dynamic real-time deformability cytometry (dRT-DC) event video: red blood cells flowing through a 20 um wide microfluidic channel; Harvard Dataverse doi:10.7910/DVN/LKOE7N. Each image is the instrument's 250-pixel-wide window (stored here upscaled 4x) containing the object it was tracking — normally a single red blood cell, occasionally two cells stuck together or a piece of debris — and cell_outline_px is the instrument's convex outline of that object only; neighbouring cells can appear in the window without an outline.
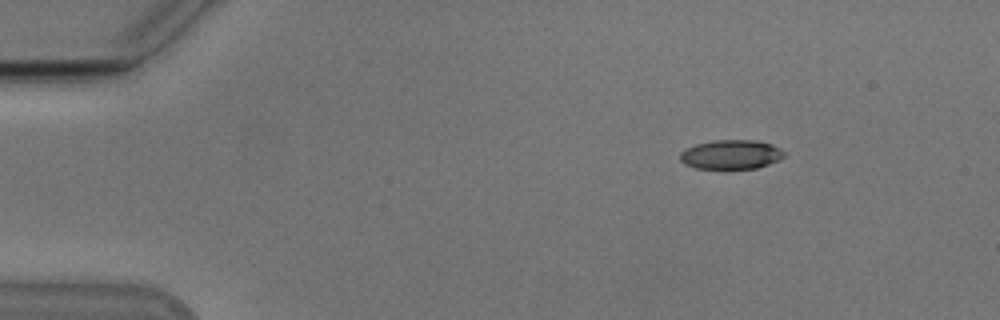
{"species": "Egyptian fruit bat (a non-hibernating species)", "species_latin": "Rousettus aegyptiacus", "temperature_condition": "cold", "stored_images_in_passage": 47, "camera_frame_rate_fps": 3000, "um_per_image_px": 0.085, "animal": {"sex": "male"}, "frame": {"image": 1, "passage_image": 1, "time_ms": 0.0, "image_size_px": [1000, 320], "cell_outline_px": [[784, 156], [780, 160], [756, 168], [696, 168], [684, 164], [680, 160], [680, 152], [684, 148], [696, 144], [712, 140], [752, 140], [772, 144], [780, 148], [784, 152]], "centroid_in_image_um": [62.12, 13.12], "position_along_channel_um": 22.9, "area_um2": 17.74}}
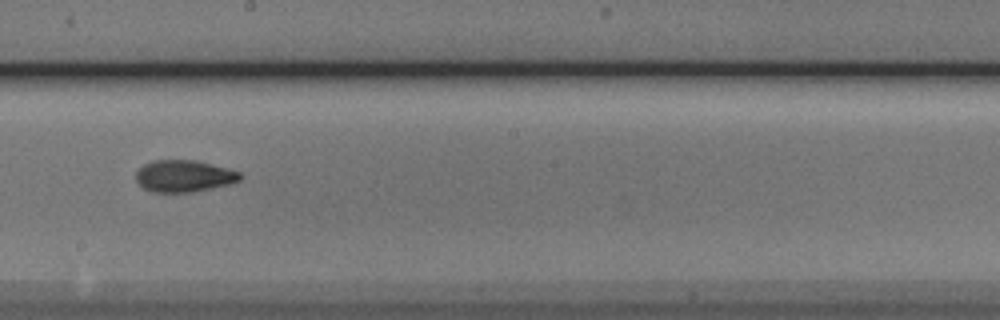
{"frame": {"image": 2, "passage_image": 24, "time_ms": 7.667, "image_size_px": [1000, 320], "cell_outline_px": [[244, 176], [240, 180], [228, 184], [212, 188], [192, 192], [152, 192], [144, 188], [136, 180], [136, 172], [144, 164], [152, 160], [196, 160], [228, 168], [240, 172]], "centroid_in_image_um": [15.65, 14.96], "position_along_channel_um": 232.5, "area_um2": 19.36}}
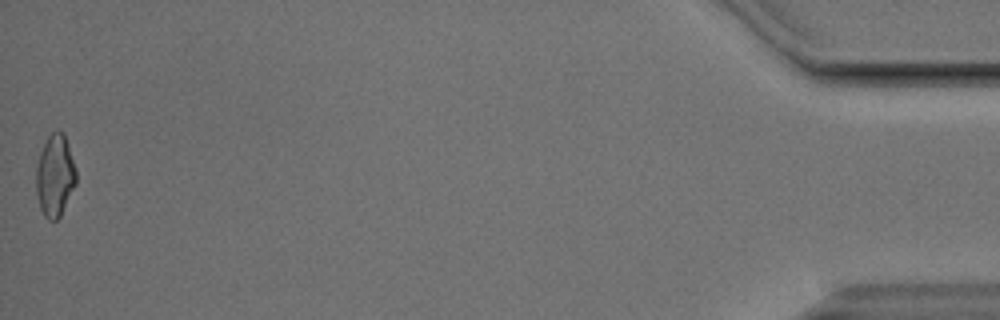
{"frame": {"image": 3, "passage_image": 47, "time_ms": 15.333, "image_size_px": [1000, 320], "cell_outline_px": [[76, 184], [60, 216], [56, 220], [48, 220], [44, 216], [40, 208], [36, 192], [36, 168], [40, 152], [48, 136], [56, 128], [64, 132], [76, 172]], "centroid_in_image_um": [4.66, 14.92], "position_along_channel_um": 430.5, "area_um2": 19.07}, "authors_computed_cell_mechanics": {"area_um2": 18.9584, "velocity_mm_per_s": 3.8383, "shape_relaxation_time_tau1_ms": 2.7715, "shape_relaxation_time_tau2_ms": 2.7545, "deformation_change_tau1": 0.1467, "deformation_change_tau2": 0.0931}}